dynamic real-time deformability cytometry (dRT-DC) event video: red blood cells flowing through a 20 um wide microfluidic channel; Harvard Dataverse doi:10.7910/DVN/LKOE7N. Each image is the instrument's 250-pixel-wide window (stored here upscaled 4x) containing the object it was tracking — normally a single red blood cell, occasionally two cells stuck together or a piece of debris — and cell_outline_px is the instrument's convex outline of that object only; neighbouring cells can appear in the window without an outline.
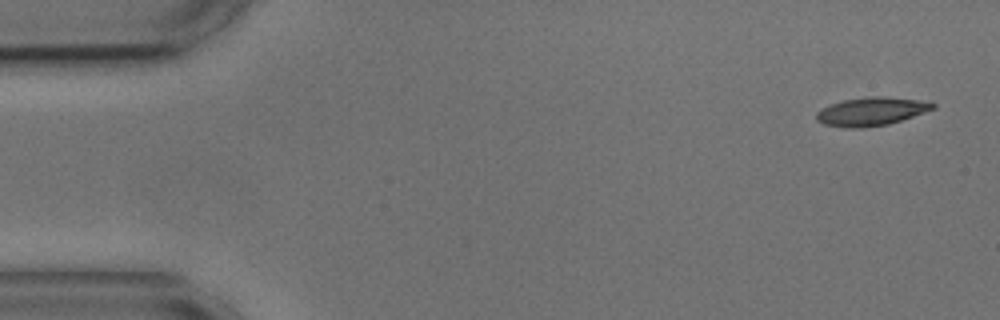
{"species": "common noctule bat (a hibernating species)", "species_latin": "Nyctalus noctula", "temperature_condition": "cold", "stored_images_in_passage": 5, "camera_frame_rate_fps": 3000, "um_per_image_px": 0.085, "animal": {"sex": "male", "body_mass_g": 17.9, "forearm_length_mm": 54.2}, "frame": {"image": 1, "passage_image": 1, "time_ms": 0.0, "image_size_px": [1000, 320], "cell_outline_px": [[936, 108], [888, 124], [864, 128], [848, 128], [824, 124], [816, 120], [816, 112], [832, 104], [844, 100], [868, 96], [880, 96], [932, 100], [936, 104]], "centroid_in_image_um": [74.13, 9.46], "position_along_channel_um": 10.9, "area_um2": 19.36}}
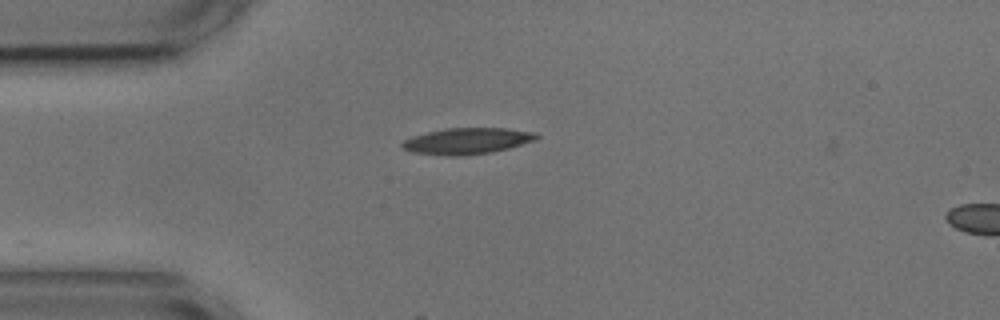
{"frame": {"image": 2, "passage_image": 4, "time_ms": 3.667, "image_size_px": [1000, 320], "cell_outline_px": [[540, 136], [536, 140], [508, 148], [492, 152], [460, 156], [444, 156], [412, 152], [404, 148], [400, 144], [404, 140], [412, 136], [428, 132], [448, 128], [504, 128], [536, 132]], "centroid_in_image_um": [39.71, 11.99], "position_along_channel_um": 45.3, "area_um2": 20.52}}